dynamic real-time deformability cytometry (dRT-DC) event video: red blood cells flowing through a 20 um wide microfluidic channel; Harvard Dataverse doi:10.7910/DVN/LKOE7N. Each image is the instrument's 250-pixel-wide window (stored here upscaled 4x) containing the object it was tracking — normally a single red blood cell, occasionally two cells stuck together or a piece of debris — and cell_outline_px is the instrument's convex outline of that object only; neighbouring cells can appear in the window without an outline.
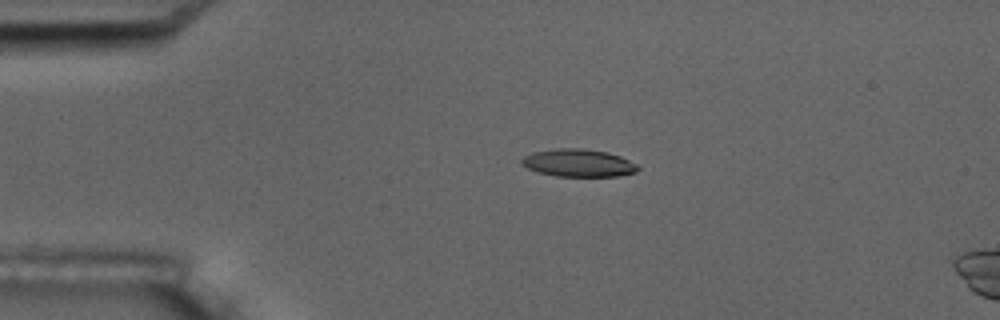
{"species": "common noctule bat (a hibernating species)", "species_latin": "Nyctalus noctula", "temperature_condition": "room temperature", "stored_images_in_passage": 5, "segment_of_instrument_passage": [1, 2], "camera_frame_rate_fps": 3000, "um_per_image_px": 0.085, "animal": {"sex": "male", "body_mass_g": 17.5, "forearm_length_mm": 52.3}, "frame": {"image": 1, "passage_image": 3, "time_ms": 2.333, "image_size_px": [1000, 320], "cell_outline_px": [[640, 168], [636, 172], [620, 176], [556, 176], [540, 172], [528, 168], [520, 164], [520, 160], [524, 156], [532, 152], [556, 148], [580, 148], [608, 152], [620, 156], [636, 164]], "centroid_in_image_um": [49.16, 13.84], "position_along_channel_um": 35.8, "area_um2": 18.73}}